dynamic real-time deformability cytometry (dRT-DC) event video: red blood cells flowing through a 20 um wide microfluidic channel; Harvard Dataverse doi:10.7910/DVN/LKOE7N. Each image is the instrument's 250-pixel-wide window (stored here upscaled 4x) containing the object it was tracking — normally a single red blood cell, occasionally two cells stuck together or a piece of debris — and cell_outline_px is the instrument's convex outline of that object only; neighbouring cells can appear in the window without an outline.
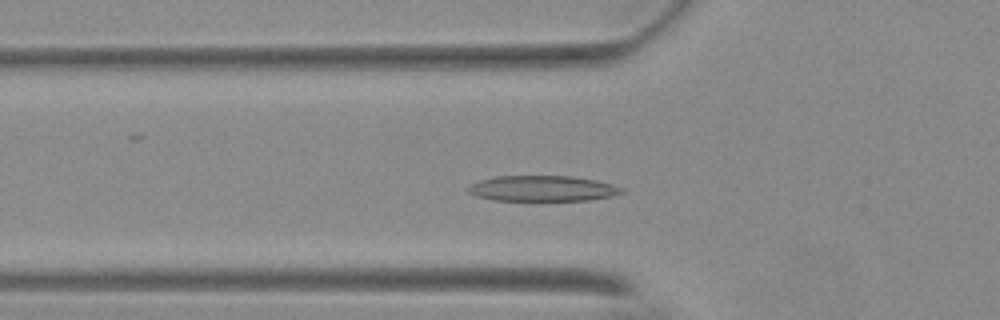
{"species": "Egyptian fruit bat (a non-hibernating species)", "species_latin": "Rousettus aegyptiacus", "temperature_condition": "warm", "stored_images_in_passage": 40, "camera_frame_rate_fps": 3000, "um_per_image_px": 0.085, "animal": {"sex": "female"}, "frame": {"image": 1, "passage_image": 4, "time_ms": 1.0, "image_size_px": [1000, 320], "cell_outline_px": [[628, 192], [612, 196], [588, 200], [492, 200], [476, 196], [468, 192], [468, 188], [472, 184], [480, 180], [496, 176], [572, 176], [596, 180], [612, 184], [624, 188]], "centroid_in_image_um": [46.17, 16.02], "position_along_channel_um": 79.6, "area_um2": 22.95}}
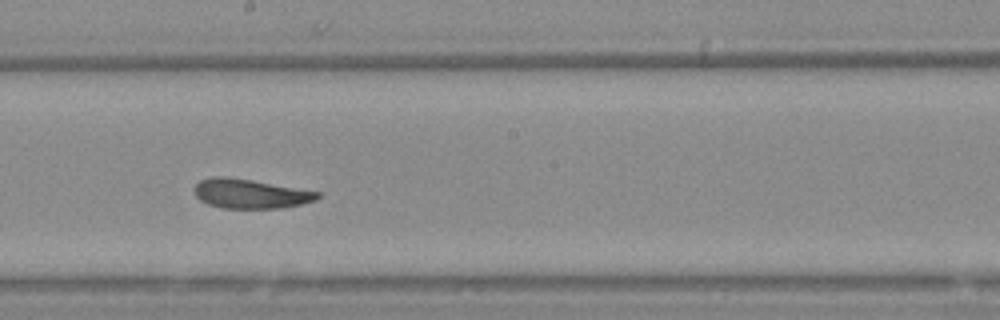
{"frame": {"image": 2, "passage_image": 16, "time_ms": 5.0, "image_size_px": [1000, 320], "cell_outline_px": [[320, 196], [316, 200], [300, 204], [280, 208], [224, 208], [208, 204], [200, 200], [196, 196], [196, 184], [200, 180], [212, 176], [220, 176], [252, 180], [320, 192]], "centroid_in_image_um": [21.28, 16.46], "position_along_channel_um": 226.9, "area_um2": 20.81}}
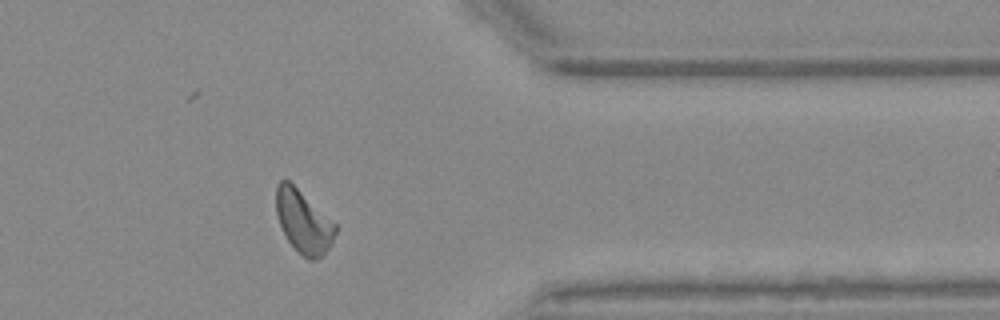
{"frame": {"image": 3, "passage_image": 30, "time_ms": 9.667, "image_size_px": [1000, 320], "cell_outline_px": [[336, 232], [332, 244], [324, 256], [316, 260], [308, 260], [288, 240], [280, 224], [276, 212], [276, 188], [280, 180], [288, 180], [336, 224]], "centroid_in_image_um": [25.81, 18.87], "position_along_channel_um": 385.6, "area_um2": 21.33}, "authors_computed_cell_mechanics": {"area_um2": 21.386, "velocity_mm_per_s": 3.6875, "shape_relaxation_time_tau1_ms": 3.6651, "shape_relaxation_time_tau2_ms": 1.6826, "deformation_change_tau1": 0.1468, "deformation_change_tau2": 0.0895}}